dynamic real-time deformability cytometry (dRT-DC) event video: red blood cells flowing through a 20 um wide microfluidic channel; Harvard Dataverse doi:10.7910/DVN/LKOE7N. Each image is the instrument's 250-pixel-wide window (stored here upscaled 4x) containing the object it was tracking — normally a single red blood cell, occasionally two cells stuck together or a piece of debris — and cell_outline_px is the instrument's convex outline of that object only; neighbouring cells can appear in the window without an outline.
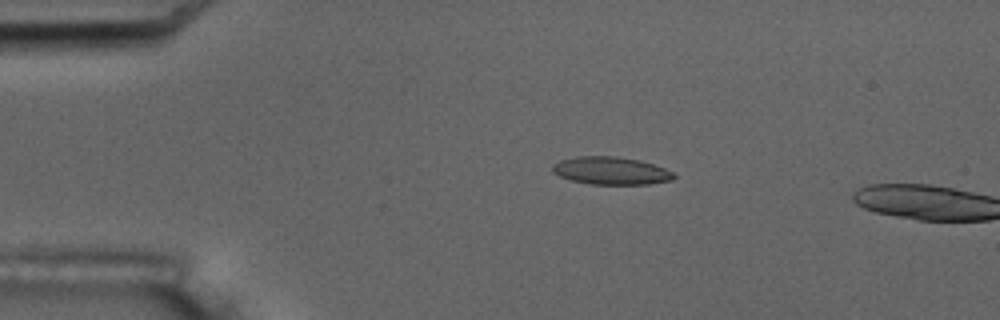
{"species": "common noctule bat (a hibernating species)", "species_latin": "Nyctalus noctula", "temperature_condition": "room temperature", "stored_images_in_passage": 5, "camera_frame_rate_fps": 3000, "um_per_image_px": 0.085, "animal": {"sex": "male", "body_mass_g": 17.5, "forearm_length_mm": 52.3}, "frame": {"image": 1, "passage_image": 4, "time_ms": 3.667, "image_size_px": [1000, 320], "cell_outline_px": [[676, 176], [672, 180], [648, 184], [588, 184], [572, 180], [560, 176], [552, 172], [552, 164], [560, 160], [576, 156], [616, 156], [640, 160], [676, 172]], "centroid_in_image_um": [51.94, 14.51], "position_along_channel_um": 33.1, "area_um2": 19.71}}